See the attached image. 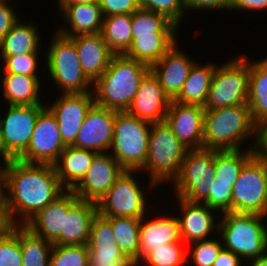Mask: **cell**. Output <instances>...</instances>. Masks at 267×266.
<instances>
[{"mask_svg": "<svg viewBox=\"0 0 267 266\" xmlns=\"http://www.w3.org/2000/svg\"><path fill=\"white\" fill-rule=\"evenodd\" d=\"M65 190L54 165L18 159L5 163L3 192L19 225H25Z\"/></svg>", "mask_w": 267, "mask_h": 266, "instance_id": "6da1fadb", "label": "cell"}, {"mask_svg": "<svg viewBox=\"0 0 267 266\" xmlns=\"http://www.w3.org/2000/svg\"><path fill=\"white\" fill-rule=\"evenodd\" d=\"M150 66L123 55H114L107 70L93 83L95 104L127 111Z\"/></svg>", "mask_w": 267, "mask_h": 266, "instance_id": "7a4b0ae2", "label": "cell"}, {"mask_svg": "<svg viewBox=\"0 0 267 266\" xmlns=\"http://www.w3.org/2000/svg\"><path fill=\"white\" fill-rule=\"evenodd\" d=\"M251 138L256 145L257 126L247 104L205 110L203 148L217 151L239 150Z\"/></svg>", "mask_w": 267, "mask_h": 266, "instance_id": "3957f363", "label": "cell"}, {"mask_svg": "<svg viewBox=\"0 0 267 266\" xmlns=\"http://www.w3.org/2000/svg\"><path fill=\"white\" fill-rule=\"evenodd\" d=\"M216 232L225 249L246 260L267 255V219L263 215L248 213H222ZM264 221V222H263ZM221 234V235H220Z\"/></svg>", "mask_w": 267, "mask_h": 266, "instance_id": "277c9868", "label": "cell"}, {"mask_svg": "<svg viewBox=\"0 0 267 266\" xmlns=\"http://www.w3.org/2000/svg\"><path fill=\"white\" fill-rule=\"evenodd\" d=\"M188 149L177 139L167 122L152 123L147 158L140 171L150 172V186L173 182L178 176Z\"/></svg>", "mask_w": 267, "mask_h": 266, "instance_id": "5b68a950", "label": "cell"}, {"mask_svg": "<svg viewBox=\"0 0 267 266\" xmlns=\"http://www.w3.org/2000/svg\"><path fill=\"white\" fill-rule=\"evenodd\" d=\"M152 123L128 112H117L110 154L127 171H139L147 158L148 141Z\"/></svg>", "mask_w": 267, "mask_h": 266, "instance_id": "8992f818", "label": "cell"}, {"mask_svg": "<svg viewBox=\"0 0 267 266\" xmlns=\"http://www.w3.org/2000/svg\"><path fill=\"white\" fill-rule=\"evenodd\" d=\"M52 37L46 66L53 83L58 85L62 94L93 92V83L82 70L74 42L57 31Z\"/></svg>", "mask_w": 267, "mask_h": 266, "instance_id": "52a82bcc", "label": "cell"}, {"mask_svg": "<svg viewBox=\"0 0 267 266\" xmlns=\"http://www.w3.org/2000/svg\"><path fill=\"white\" fill-rule=\"evenodd\" d=\"M249 59L240 55L221 66L216 65L205 110L247 104L249 87Z\"/></svg>", "mask_w": 267, "mask_h": 266, "instance_id": "ba28073f", "label": "cell"}, {"mask_svg": "<svg viewBox=\"0 0 267 266\" xmlns=\"http://www.w3.org/2000/svg\"><path fill=\"white\" fill-rule=\"evenodd\" d=\"M215 177V150H188L174 184L176 197L192 203H203L209 196V185Z\"/></svg>", "mask_w": 267, "mask_h": 266, "instance_id": "9c48e42d", "label": "cell"}, {"mask_svg": "<svg viewBox=\"0 0 267 266\" xmlns=\"http://www.w3.org/2000/svg\"><path fill=\"white\" fill-rule=\"evenodd\" d=\"M267 158L254 154L232 188V212L266 217Z\"/></svg>", "mask_w": 267, "mask_h": 266, "instance_id": "30bf717a", "label": "cell"}, {"mask_svg": "<svg viewBox=\"0 0 267 266\" xmlns=\"http://www.w3.org/2000/svg\"><path fill=\"white\" fill-rule=\"evenodd\" d=\"M137 171L124 172L97 203L98 214L109 217H133L141 219L147 213L146 193L133 177Z\"/></svg>", "mask_w": 267, "mask_h": 266, "instance_id": "8fae6325", "label": "cell"}, {"mask_svg": "<svg viewBox=\"0 0 267 266\" xmlns=\"http://www.w3.org/2000/svg\"><path fill=\"white\" fill-rule=\"evenodd\" d=\"M8 106L6 116L0 118V131L7 152V162L18 159L26 151L37 117L46 105Z\"/></svg>", "mask_w": 267, "mask_h": 266, "instance_id": "7c38bea8", "label": "cell"}, {"mask_svg": "<svg viewBox=\"0 0 267 266\" xmlns=\"http://www.w3.org/2000/svg\"><path fill=\"white\" fill-rule=\"evenodd\" d=\"M64 144L57 120L45 107L37 117L33 134L26 151L18 160L27 163L54 165L64 151Z\"/></svg>", "mask_w": 267, "mask_h": 266, "instance_id": "4fadbf2b", "label": "cell"}, {"mask_svg": "<svg viewBox=\"0 0 267 266\" xmlns=\"http://www.w3.org/2000/svg\"><path fill=\"white\" fill-rule=\"evenodd\" d=\"M123 172L124 169L109 152L97 153L85 176L72 191L80 200L97 204Z\"/></svg>", "mask_w": 267, "mask_h": 266, "instance_id": "5bb4252c", "label": "cell"}, {"mask_svg": "<svg viewBox=\"0 0 267 266\" xmlns=\"http://www.w3.org/2000/svg\"><path fill=\"white\" fill-rule=\"evenodd\" d=\"M95 104L93 92L62 94L46 107L55 116L61 138L66 146L75 143L79 129L91 107Z\"/></svg>", "mask_w": 267, "mask_h": 266, "instance_id": "9a60e30c", "label": "cell"}, {"mask_svg": "<svg viewBox=\"0 0 267 266\" xmlns=\"http://www.w3.org/2000/svg\"><path fill=\"white\" fill-rule=\"evenodd\" d=\"M117 112L94 104L87 113L72 146L96 153L108 152L113 139Z\"/></svg>", "mask_w": 267, "mask_h": 266, "instance_id": "2e32d148", "label": "cell"}, {"mask_svg": "<svg viewBox=\"0 0 267 266\" xmlns=\"http://www.w3.org/2000/svg\"><path fill=\"white\" fill-rule=\"evenodd\" d=\"M87 245L89 266H135L115 242L111 223L98 213L92 220Z\"/></svg>", "mask_w": 267, "mask_h": 266, "instance_id": "e0dca14e", "label": "cell"}, {"mask_svg": "<svg viewBox=\"0 0 267 266\" xmlns=\"http://www.w3.org/2000/svg\"><path fill=\"white\" fill-rule=\"evenodd\" d=\"M205 109L197 104L171 100L165 121L188 150L203 148Z\"/></svg>", "mask_w": 267, "mask_h": 266, "instance_id": "ac0fdd59", "label": "cell"}, {"mask_svg": "<svg viewBox=\"0 0 267 266\" xmlns=\"http://www.w3.org/2000/svg\"><path fill=\"white\" fill-rule=\"evenodd\" d=\"M170 102L158 78L150 70L141 80L126 112L149 123H156L165 120Z\"/></svg>", "mask_w": 267, "mask_h": 266, "instance_id": "d6986e66", "label": "cell"}, {"mask_svg": "<svg viewBox=\"0 0 267 266\" xmlns=\"http://www.w3.org/2000/svg\"><path fill=\"white\" fill-rule=\"evenodd\" d=\"M176 43L150 70L158 78L164 93L174 100L182 90L192 66L196 63Z\"/></svg>", "mask_w": 267, "mask_h": 266, "instance_id": "ffe728a7", "label": "cell"}, {"mask_svg": "<svg viewBox=\"0 0 267 266\" xmlns=\"http://www.w3.org/2000/svg\"><path fill=\"white\" fill-rule=\"evenodd\" d=\"M69 38L75 44L83 72L94 83L107 70L115 54L105 42L101 32Z\"/></svg>", "mask_w": 267, "mask_h": 266, "instance_id": "44dd1931", "label": "cell"}, {"mask_svg": "<svg viewBox=\"0 0 267 266\" xmlns=\"http://www.w3.org/2000/svg\"><path fill=\"white\" fill-rule=\"evenodd\" d=\"M79 200L72 190H65L59 197L40 210L25 226L43 239L54 242L63 231L64 214Z\"/></svg>", "mask_w": 267, "mask_h": 266, "instance_id": "7402d4cb", "label": "cell"}, {"mask_svg": "<svg viewBox=\"0 0 267 266\" xmlns=\"http://www.w3.org/2000/svg\"><path fill=\"white\" fill-rule=\"evenodd\" d=\"M178 207L182 213L178 217L181 237L185 244L209 239L212 231L218 230V223L213 213L216 210L203 203H192L177 197ZM216 218V219H215Z\"/></svg>", "mask_w": 267, "mask_h": 266, "instance_id": "603a6c76", "label": "cell"}, {"mask_svg": "<svg viewBox=\"0 0 267 266\" xmlns=\"http://www.w3.org/2000/svg\"><path fill=\"white\" fill-rule=\"evenodd\" d=\"M160 217L147 220L145 215L141 218L139 227V265L150 252L162 247L163 244L184 243L181 237L178 217Z\"/></svg>", "mask_w": 267, "mask_h": 266, "instance_id": "cb8c5ba5", "label": "cell"}, {"mask_svg": "<svg viewBox=\"0 0 267 266\" xmlns=\"http://www.w3.org/2000/svg\"><path fill=\"white\" fill-rule=\"evenodd\" d=\"M97 213L96 203L79 199L64 214L63 231L53 245H87L91 223Z\"/></svg>", "mask_w": 267, "mask_h": 266, "instance_id": "d4e9b609", "label": "cell"}, {"mask_svg": "<svg viewBox=\"0 0 267 266\" xmlns=\"http://www.w3.org/2000/svg\"><path fill=\"white\" fill-rule=\"evenodd\" d=\"M60 14L70 29L60 28L57 32L66 37L81 34H96L102 31L103 14L99 3L59 5Z\"/></svg>", "mask_w": 267, "mask_h": 266, "instance_id": "484cf974", "label": "cell"}, {"mask_svg": "<svg viewBox=\"0 0 267 266\" xmlns=\"http://www.w3.org/2000/svg\"><path fill=\"white\" fill-rule=\"evenodd\" d=\"M96 152L66 146L54 164L57 176L62 186L72 190L85 176Z\"/></svg>", "mask_w": 267, "mask_h": 266, "instance_id": "4316f807", "label": "cell"}, {"mask_svg": "<svg viewBox=\"0 0 267 266\" xmlns=\"http://www.w3.org/2000/svg\"><path fill=\"white\" fill-rule=\"evenodd\" d=\"M177 32H154V35H137L125 56L148 66L158 62L177 42Z\"/></svg>", "mask_w": 267, "mask_h": 266, "instance_id": "83f0119b", "label": "cell"}, {"mask_svg": "<svg viewBox=\"0 0 267 266\" xmlns=\"http://www.w3.org/2000/svg\"><path fill=\"white\" fill-rule=\"evenodd\" d=\"M3 95L8 105L44 104L40 99L41 82L38 76L2 73Z\"/></svg>", "mask_w": 267, "mask_h": 266, "instance_id": "f1b7e54d", "label": "cell"}, {"mask_svg": "<svg viewBox=\"0 0 267 266\" xmlns=\"http://www.w3.org/2000/svg\"><path fill=\"white\" fill-rule=\"evenodd\" d=\"M249 59V87L247 105L256 126L267 119V64Z\"/></svg>", "mask_w": 267, "mask_h": 266, "instance_id": "f546056e", "label": "cell"}, {"mask_svg": "<svg viewBox=\"0 0 267 266\" xmlns=\"http://www.w3.org/2000/svg\"><path fill=\"white\" fill-rule=\"evenodd\" d=\"M18 22L4 36L0 43V56H13L26 53H38L40 34L36 25Z\"/></svg>", "mask_w": 267, "mask_h": 266, "instance_id": "4dcf8cb0", "label": "cell"}, {"mask_svg": "<svg viewBox=\"0 0 267 266\" xmlns=\"http://www.w3.org/2000/svg\"><path fill=\"white\" fill-rule=\"evenodd\" d=\"M215 69L214 63L201 65L196 62L192 66L181 92L173 101L204 106Z\"/></svg>", "mask_w": 267, "mask_h": 266, "instance_id": "1f68e13d", "label": "cell"}, {"mask_svg": "<svg viewBox=\"0 0 267 266\" xmlns=\"http://www.w3.org/2000/svg\"><path fill=\"white\" fill-rule=\"evenodd\" d=\"M101 34L115 55L125 54L132 43V14L103 17Z\"/></svg>", "mask_w": 267, "mask_h": 266, "instance_id": "d6a6232c", "label": "cell"}, {"mask_svg": "<svg viewBox=\"0 0 267 266\" xmlns=\"http://www.w3.org/2000/svg\"><path fill=\"white\" fill-rule=\"evenodd\" d=\"M113 228L115 242L123 254L128 257L135 266H139V218L133 217H109L106 218Z\"/></svg>", "mask_w": 267, "mask_h": 266, "instance_id": "836d02e7", "label": "cell"}, {"mask_svg": "<svg viewBox=\"0 0 267 266\" xmlns=\"http://www.w3.org/2000/svg\"><path fill=\"white\" fill-rule=\"evenodd\" d=\"M53 243L20 225L22 266H49Z\"/></svg>", "mask_w": 267, "mask_h": 266, "instance_id": "e575fe53", "label": "cell"}, {"mask_svg": "<svg viewBox=\"0 0 267 266\" xmlns=\"http://www.w3.org/2000/svg\"><path fill=\"white\" fill-rule=\"evenodd\" d=\"M255 154L253 146L239 150H215L214 180L236 181L242 166Z\"/></svg>", "mask_w": 267, "mask_h": 266, "instance_id": "d590c367", "label": "cell"}, {"mask_svg": "<svg viewBox=\"0 0 267 266\" xmlns=\"http://www.w3.org/2000/svg\"><path fill=\"white\" fill-rule=\"evenodd\" d=\"M178 26L161 13L138 8L132 13V38L154 32H177Z\"/></svg>", "mask_w": 267, "mask_h": 266, "instance_id": "8d00e7d4", "label": "cell"}, {"mask_svg": "<svg viewBox=\"0 0 267 266\" xmlns=\"http://www.w3.org/2000/svg\"><path fill=\"white\" fill-rule=\"evenodd\" d=\"M185 243L163 244L150 252L141 262L143 266H184L187 264Z\"/></svg>", "mask_w": 267, "mask_h": 266, "instance_id": "74e56055", "label": "cell"}, {"mask_svg": "<svg viewBox=\"0 0 267 266\" xmlns=\"http://www.w3.org/2000/svg\"><path fill=\"white\" fill-rule=\"evenodd\" d=\"M49 266H89L88 245H53Z\"/></svg>", "mask_w": 267, "mask_h": 266, "instance_id": "f35d334b", "label": "cell"}, {"mask_svg": "<svg viewBox=\"0 0 267 266\" xmlns=\"http://www.w3.org/2000/svg\"><path fill=\"white\" fill-rule=\"evenodd\" d=\"M189 244L190 246L193 244V248L187 250L186 260L190 264L193 263L194 266H213L215 259L223 248L221 238L219 237L217 239L195 241ZM190 260H192V263Z\"/></svg>", "mask_w": 267, "mask_h": 266, "instance_id": "ab89813d", "label": "cell"}, {"mask_svg": "<svg viewBox=\"0 0 267 266\" xmlns=\"http://www.w3.org/2000/svg\"><path fill=\"white\" fill-rule=\"evenodd\" d=\"M235 182L214 180L213 178L209 185V196L203 204L216 211H221V214L232 212V188Z\"/></svg>", "mask_w": 267, "mask_h": 266, "instance_id": "60d3db41", "label": "cell"}, {"mask_svg": "<svg viewBox=\"0 0 267 266\" xmlns=\"http://www.w3.org/2000/svg\"><path fill=\"white\" fill-rule=\"evenodd\" d=\"M139 4L141 8L165 15L177 26L187 11L185 0H139Z\"/></svg>", "mask_w": 267, "mask_h": 266, "instance_id": "b9f144b4", "label": "cell"}, {"mask_svg": "<svg viewBox=\"0 0 267 266\" xmlns=\"http://www.w3.org/2000/svg\"><path fill=\"white\" fill-rule=\"evenodd\" d=\"M38 54L26 53L13 56H1L3 73L38 76Z\"/></svg>", "mask_w": 267, "mask_h": 266, "instance_id": "7bdbcfd3", "label": "cell"}, {"mask_svg": "<svg viewBox=\"0 0 267 266\" xmlns=\"http://www.w3.org/2000/svg\"><path fill=\"white\" fill-rule=\"evenodd\" d=\"M0 266H22L20 225L12 235L0 238Z\"/></svg>", "mask_w": 267, "mask_h": 266, "instance_id": "ee69618b", "label": "cell"}, {"mask_svg": "<svg viewBox=\"0 0 267 266\" xmlns=\"http://www.w3.org/2000/svg\"><path fill=\"white\" fill-rule=\"evenodd\" d=\"M104 17L132 14L140 8L139 0H98Z\"/></svg>", "mask_w": 267, "mask_h": 266, "instance_id": "f6af8a7d", "label": "cell"}, {"mask_svg": "<svg viewBox=\"0 0 267 266\" xmlns=\"http://www.w3.org/2000/svg\"><path fill=\"white\" fill-rule=\"evenodd\" d=\"M18 226L3 192L0 195V238L12 235Z\"/></svg>", "mask_w": 267, "mask_h": 266, "instance_id": "bcb514c9", "label": "cell"}, {"mask_svg": "<svg viewBox=\"0 0 267 266\" xmlns=\"http://www.w3.org/2000/svg\"><path fill=\"white\" fill-rule=\"evenodd\" d=\"M7 1L0 0V43L19 20V16L14 11V8Z\"/></svg>", "mask_w": 267, "mask_h": 266, "instance_id": "7dc6e473", "label": "cell"}, {"mask_svg": "<svg viewBox=\"0 0 267 266\" xmlns=\"http://www.w3.org/2000/svg\"><path fill=\"white\" fill-rule=\"evenodd\" d=\"M186 8L192 10H229L232 0H185Z\"/></svg>", "mask_w": 267, "mask_h": 266, "instance_id": "c3c4849f", "label": "cell"}, {"mask_svg": "<svg viewBox=\"0 0 267 266\" xmlns=\"http://www.w3.org/2000/svg\"><path fill=\"white\" fill-rule=\"evenodd\" d=\"M236 11H267V0H232L230 9Z\"/></svg>", "mask_w": 267, "mask_h": 266, "instance_id": "681fc988", "label": "cell"}, {"mask_svg": "<svg viewBox=\"0 0 267 266\" xmlns=\"http://www.w3.org/2000/svg\"><path fill=\"white\" fill-rule=\"evenodd\" d=\"M255 154L267 158V119L257 126Z\"/></svg>", "mask_w": 267, "mask_h": 266, "instance_id": "f907efd6", "label": "cell"}, {"mask_svg": "<svg viewBox=\"0 0 267 266\" xmlns=\"http://www.w3.org/2000/svg\"><path fill=\"white\" fill-rule=\"evenodd\" d=\"M242 261L237 254L223 247L215 259L213 266H242L244 263Z\"/></svg>", "mask_w": 267, "mask_h": 266, "instance_id": "816d5d0a", "label": "cell"}, {"mask_svg": "<svg viewBox=\"0 0 267 266\" xmlns=\"http://www.w3.org/2000/svg\"><path fill=\"white\" fill-rule=\"evenodd\" d=\"M58 5L98 3V0H58Z\"/></svg>", "mask_w": 267, "mask_h": 266, "instance_id": "f5cc1de1", "label": "cell"}, {"mask_svg": "<svg viewBox=\"0 0 267 266\" xmlns=\"http://www.w3.org/2000/svg\"><path fill=\"white\" fill-rule=\"evenodd\" d=\"M248 261H250V263L248 262L247 266H267V255L260 258L250 259Z\"/></svg>", "mask_w": 267, "mask_h": 266, "instance_id": "db71d44e", "label": "cell"}, {"mask_svg": "<svg viewBox=\"0 0 267 266\" xmlns=\"http://www.w3.org/2000/svg\"><path fill=\"white\" fill-rule=\"evenodd\" d=\"M2 157L3 163L7 162V152L4 149V144L2 141L1 131H0V158Z\"/></svg>", "mask_w": 267, "mask_h": 266, "instance_id": "11a10c76", "label": "cell"}, {"mask_svg": "<svg viewBox=\"0 0 267 266\" xmlns=\"http://www.w3.org/2000/svg\"><path fill=\"white\" fill-rule=\"evenodd\" d=\"M4 166H5V163L0 164V195L3 193V185H4Z\"/></svg>", "mask_w": 267, "mask_h": 266, "instance_id": "9f6ffc18", "label": "cell"}, {"mask_svg": "<svg viewBox=\"0 0 267 266\" xmlns=\"http://www.w3.org/2000/svg\"><path fill=\"white\" fill-rule=\"evenodd\" d=\"M266 218H267V188H266Z\"/></svg>", "mask_w": 267, "mask_h": 266, "instance_id": "6f0895ef", "label": "cell"}, {"mask_svg": "<svg viewBox=\"0 0 267 266\" xmlns=\"http://www.w3.org/2000/svg\"><path fill=\"white\" fill-rule=\"evenodd\" d=\"M262 60L267 64V58H263Z\"/></svg>", "mask_w": 267, "mask_h": 266, "instance_id": "680465c9", "label": "cell"}]
</instances>
